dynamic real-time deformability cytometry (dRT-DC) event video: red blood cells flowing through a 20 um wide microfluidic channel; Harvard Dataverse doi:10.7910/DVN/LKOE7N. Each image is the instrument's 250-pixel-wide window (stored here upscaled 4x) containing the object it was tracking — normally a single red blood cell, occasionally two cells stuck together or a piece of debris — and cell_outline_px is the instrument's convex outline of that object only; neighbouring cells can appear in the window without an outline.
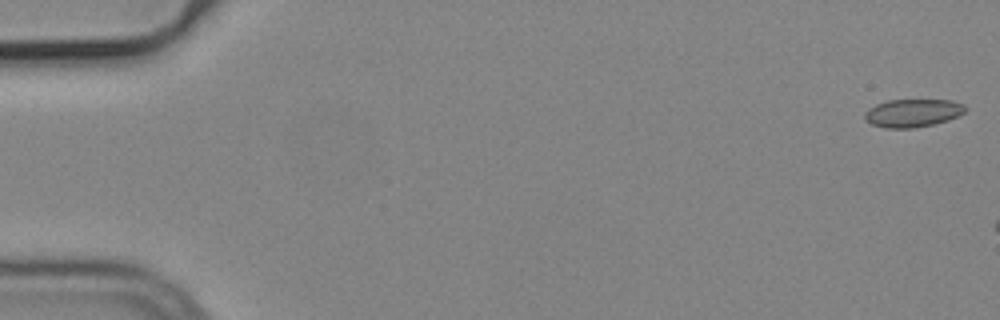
{"species": "common noctule bat (a hibernating species)", "species_latin": "Nyctalus noctula", "temperature_condition": "cold", "stored_images_in_passage": 7, "camera_frame_rate_fps": 3000, "um_per_image_px": 0.085, "animal": {"sex": "male", "body_mass_g": 19.2, "forearm_length_mm": 51.8}, "frame": {"image": 1, "passage_image": 1, "time_ms": 0.0, "image_size_px": [1000, 320], "cell_outline_px": [[964, 112], [948, 120], [932, 124], [912, 128], [884, 128], [872, 124], [864, 120], [864, 112], [868, 108], [876, 104], [888, 100], [952, 100], [964, 104]], "centroid_in_image_um": [77.52, 9.6], "position_along_channel_um": 7.5, "area_um2": 16.36}}